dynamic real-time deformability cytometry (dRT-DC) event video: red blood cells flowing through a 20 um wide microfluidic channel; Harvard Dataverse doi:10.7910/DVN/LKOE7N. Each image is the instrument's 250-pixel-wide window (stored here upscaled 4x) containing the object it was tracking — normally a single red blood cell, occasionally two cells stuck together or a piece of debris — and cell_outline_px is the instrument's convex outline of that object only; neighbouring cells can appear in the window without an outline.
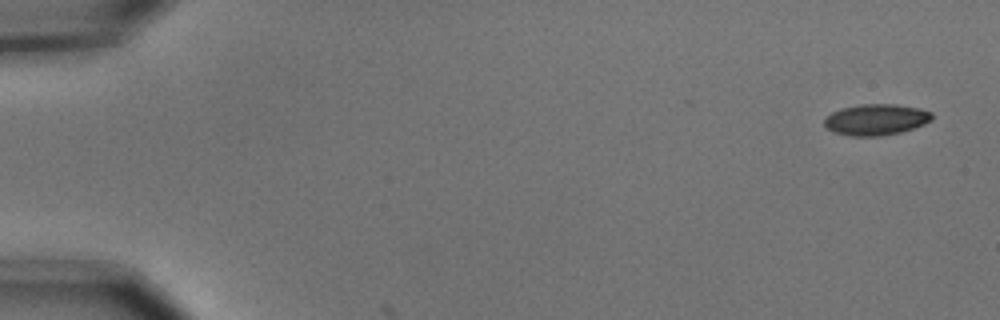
{"species": "common noctule bat (a hibernating species)", "species_latin": "Nyctalus noctula", "temperature_condition": "cold", "stored_images_in_passage": 2, "camera_frame_rate_fps": 3000, "um_per_image_px": 0.085, "animal": {"sex": "male", "body_mass_g": 15.6}, "frame": {"image": 1, "passage_image": 1, "time_ms": 0.0, "image_size_px": [1000, 320], "cell_outline_px": [[932, 120], [924, 124], [900, 132], [880, 136], [852, 136], [836, 132], [828, 128], [824, 124], [824, 120], [832, 112], [840, 108], [860, 104], [896, 104], [920, 108], [932, 112]], "centroid_in_image_um": [74.48, 10.15], "position_along_channel_um": 10.5, "area_um2": 19.42}}